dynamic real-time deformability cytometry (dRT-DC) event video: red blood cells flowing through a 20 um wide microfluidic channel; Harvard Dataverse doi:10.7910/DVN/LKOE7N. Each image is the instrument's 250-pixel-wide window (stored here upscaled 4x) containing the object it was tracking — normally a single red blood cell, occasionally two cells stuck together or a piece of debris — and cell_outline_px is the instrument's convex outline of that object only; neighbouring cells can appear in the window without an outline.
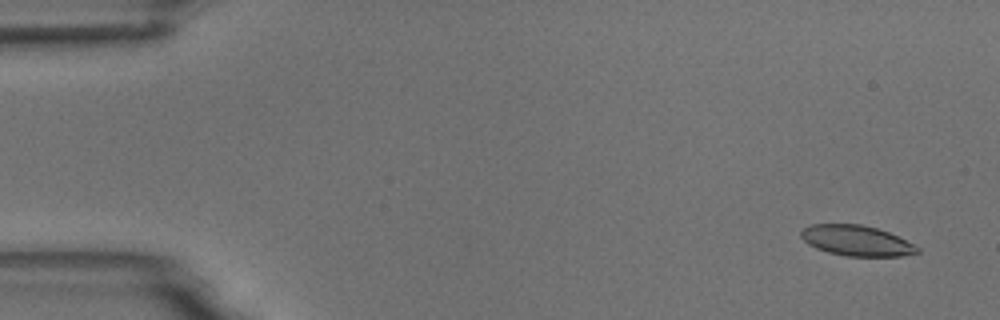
{"species": "common noctule bat (a hibernating species)", "species_latin": "Nyctalus noctula", "temperature_condition": "room temperature", "stored_images_in_passage": 4, "camera_frame_rate_fps": 3000, "um_per_image_px": 0.085, "animal": {"sex": "male", "body_mass_g": 18.8}, "frame": {"image": 1, "passage_image": 1, "time_ms": 0.0, "image_size_px": [1000, 320], "cell_outline_px": [[920, 252], [900, 256], [848, 256], [828, 252], [816, 248], [808, 244], [800, 236], [800, 232], [804, 228], [812, 224], [860, 224], [876, 228], [888, 232], [920, 248]], "centroid_in_image_um": [72.77, 20.45], "position_along_channel_um": 12.2, "area_um2": 20.4}}
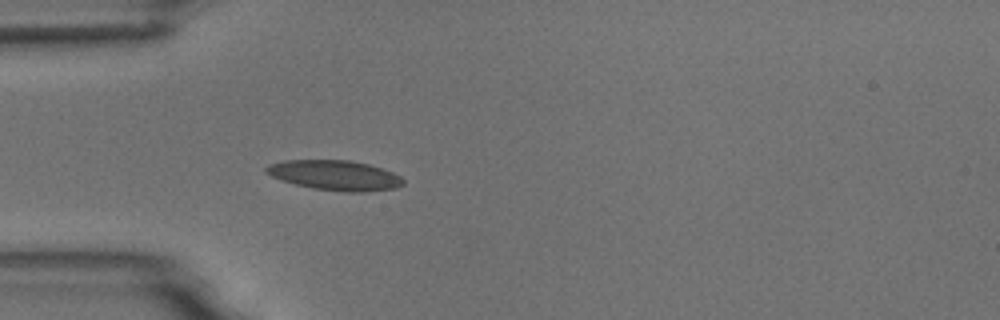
{"frame": {"image": 2, "passage_image": 4, "time_ms": 4.333, "image_size_px": [1000, 320], "cell_outline_px": [[404, 184], [396, 188], [360, 192], [344, 192], [312, 188], [280, 180], [264, 172], [264, 168], [268, 164], [284, 160], [348, 160], [368, 164], [392, 172], [400, 176], [404, 180]], "centroid_in_image_um": [28.44, 14.9], "position_along_channel_um": 56.6, "area_um2": 23.93}}